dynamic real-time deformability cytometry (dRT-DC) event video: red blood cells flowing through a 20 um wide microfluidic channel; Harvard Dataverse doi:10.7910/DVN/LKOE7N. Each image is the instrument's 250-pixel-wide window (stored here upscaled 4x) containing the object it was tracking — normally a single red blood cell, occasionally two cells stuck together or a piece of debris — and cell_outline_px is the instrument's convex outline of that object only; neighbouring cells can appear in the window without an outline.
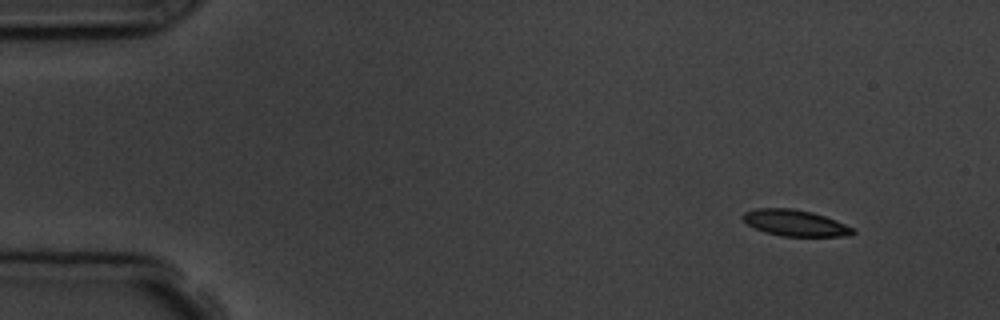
{"species": "common noctule bat (a hibernating species)", "species_latin": "Nyctalus noctula", "temperature_condition": "room temperature", "stored_images_in_passage": 5, "camera_frame_rate_fps": 3000, "um_per_image_px": 0.085, "animal": {"sex": "male", "body_mass_g": 19.5, "forearm_length_mm": 54.6}, "frame": {"image": 1, "passage_image": 1, "time_ms": 0.0, "image_size_px": [1000, 320], "cell_outline_px": [[856, 232], [852, 236], [780, 236], [764, 232], [748, 224], [740, 216], [744, 212], [756, 208], [792, 208], [812, 212], [836, 220], [852, 228]], "centroid_in_image_um": [67.57, 18.95], "position_along_channel_um": 17.4, "area_um2": 16.82}}